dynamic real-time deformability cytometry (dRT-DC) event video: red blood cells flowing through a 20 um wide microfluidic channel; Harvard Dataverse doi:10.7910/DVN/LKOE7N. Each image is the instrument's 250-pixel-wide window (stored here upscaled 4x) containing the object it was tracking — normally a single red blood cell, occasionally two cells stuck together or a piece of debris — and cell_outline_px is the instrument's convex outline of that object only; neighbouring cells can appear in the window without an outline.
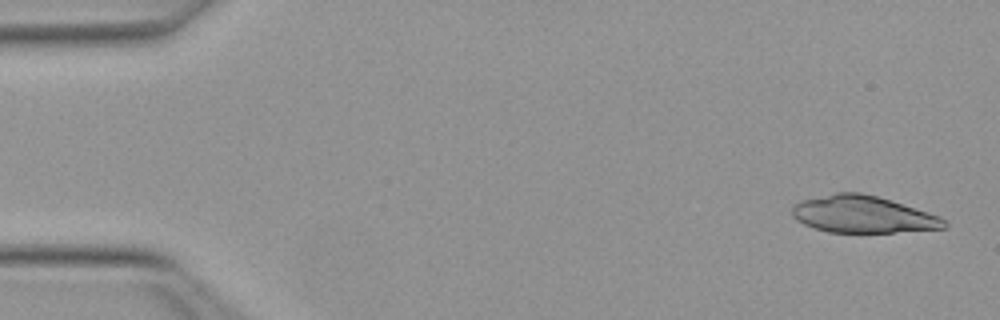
{"species": "Egyptian fruit bat (a non-hibernating species)", "species_latin": "Rousettus aegyptiacus", "temperature_condition": "warm", "stored_images_in_passage": 19, "camera_frame_rate_fps": 3000, "um_per_image_px": 0.085, "animal": {"sex": "female"}, "frame": {"image": 1, "passage_image": 2, "time_ms": 0.333, "image_size_px": [1000, 320], "cell_outline_px": [[948, 228], [892, 232], [828, 232], [804, 224], [796, 220], [792, 216], [792, 208], [800, 200], [836, 192], [860, 192], [876, 196], [928, 212], [940, 216], [948, 220]], "centroid_in_image_um": [73.36, 18.22], "position_along_channel_um": 11.6, "area_um2": 32.71}}